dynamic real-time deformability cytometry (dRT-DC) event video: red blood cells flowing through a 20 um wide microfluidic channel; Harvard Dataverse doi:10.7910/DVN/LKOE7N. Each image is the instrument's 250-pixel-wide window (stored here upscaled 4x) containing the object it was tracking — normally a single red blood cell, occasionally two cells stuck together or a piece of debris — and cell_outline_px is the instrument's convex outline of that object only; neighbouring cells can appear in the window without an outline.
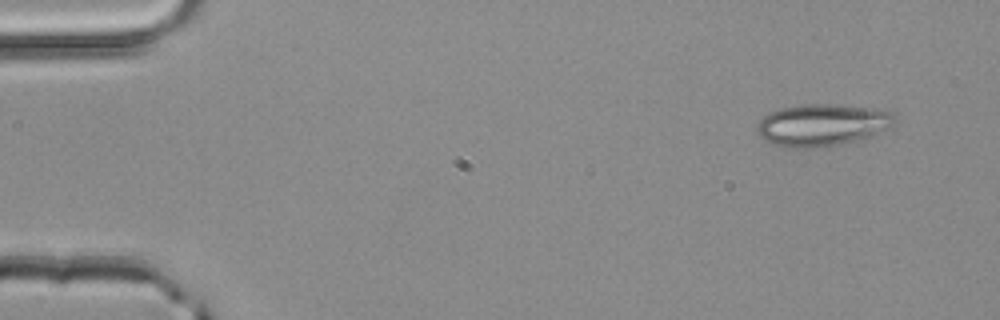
{"species": "common noctule bat (a hibernating species)", "species_latin": "Nyctalus noctula", "temperature_condition": "room temperature", "stored_images_in_passage": 3, "camera_frame_rate_fps": 3000, "um_per_image_px": 0.085, "animal": {"sex": "male", "body_mass_g": 20.4}, "frame": {"image": 1, "passage_image": 1, "time_ms": 0.0, "image_size_px": [1000, 320], "cell_outline_px": [[896, 116], [892, 128], [872, 136], [840, 144], [812, 148], [792, 148], [776, 144], [764, 140], [760, 136], [756, 128], [756, 124], [768, 112], [780, 108], [804, 104], [828, 104], [892, 112]], "centroid_in_image_um": [69.86, 10.63], "position_along_channel_um": 15.1, "area_um2": 33.47}}